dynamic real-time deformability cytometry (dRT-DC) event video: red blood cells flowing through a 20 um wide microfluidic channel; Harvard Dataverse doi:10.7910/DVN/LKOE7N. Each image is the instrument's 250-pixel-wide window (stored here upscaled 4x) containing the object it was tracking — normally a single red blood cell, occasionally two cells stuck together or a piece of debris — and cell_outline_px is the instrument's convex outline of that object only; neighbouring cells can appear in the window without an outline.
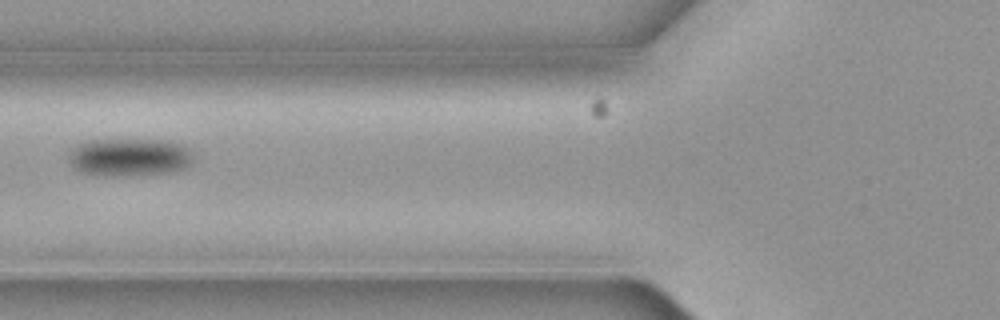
{"species": "common noctule bat (a hibernating species)", "species_latin": "Nyctalus noctula", "temperature_condition": "cold", "stored_images_in_passage": 9, "camera_frame_rate_fps": 3000, "um_per_image_px": 0.085, "animal": {"sex": "female", "body_mass_g": 19.3, "forearm_length_mm": 54.1}, "frame": {"image": 1, "passage_image": 6, "time_ms": 1.667, "image_size_px": [1000, 320], "cell_outline_px": [[192, 160], [184, 168], [172, 172], [116, 176], [96, 176], [80, 172], [68, 164], [68, 152], [72, 148], [88, 140], [168, 140], [180, 144], [188, 148], [192, 152]], "centroid_in_image_um": [10.94, 13.37], "position_along_channel_um": 114.9, "area_um2": 27.74}}
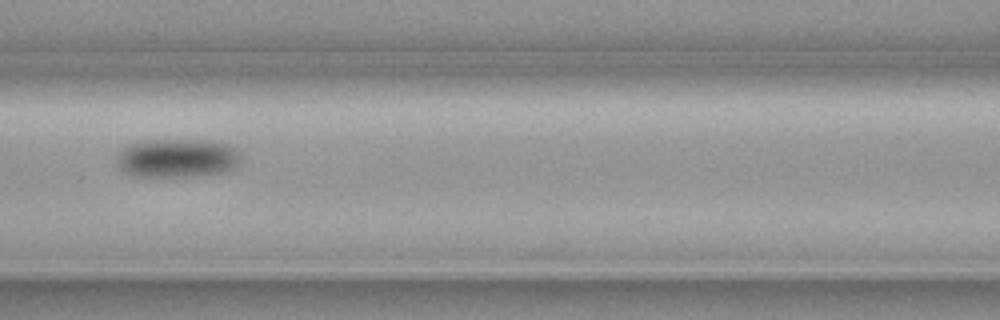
{"frame": {"image": 2, "passage_image": 7, "time_ms": 2.0, "image_size_px": [1000, 320], "cell_outline_px": [[240, 160], [232, 168], [224, 172], [192, 176], [136, 176], [124, 172], [120, 168], [120, 152], [124, 148], [140, 140], [212, 140], [232, 144], [240, 152]], "centroid_in_image_um": [15.14, 13.42], "position_along_channel_um": 151.5, "area_um2": 27.86}}